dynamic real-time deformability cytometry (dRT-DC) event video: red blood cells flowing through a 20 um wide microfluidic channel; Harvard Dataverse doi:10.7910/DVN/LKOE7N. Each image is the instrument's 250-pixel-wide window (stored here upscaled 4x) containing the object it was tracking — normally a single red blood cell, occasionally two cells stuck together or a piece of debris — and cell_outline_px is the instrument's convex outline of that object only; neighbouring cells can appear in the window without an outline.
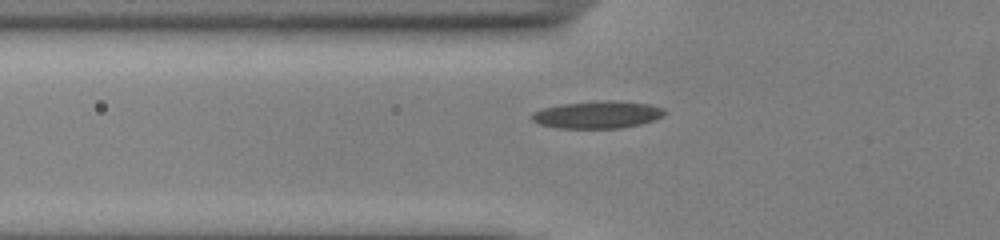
{"species": "common noctule bat (a hibernating species)", "species_latin": "Nyctalus noctula", "temperature_condition": "cold", "stored_images_in_passage": 38, "camera_frame_rate_fps": 3000, "um_per_image_px": 0.085, "animal": {"sex": "male", "body_mass_g": 13.0, "forearm_length_mm": 53.1}, "frame": {"image": 1, "passage_image": 5, "time_ms": 1.333, "image_size_px": [1000, 240], "cell_outline_px": [[664, 112], [660, 116], [652, 120], [640, 124], [620, 128], [556, 128], [540, 124], [532, 120], [532, 112], [540, 108], [564, 104], [600, 100], [616, 100], [652, 104], [664, 108]], "centroid_in_image_um": [50.76, 9.74], "position_along_channel_um": 75.0, "area_um2": 21.15}}
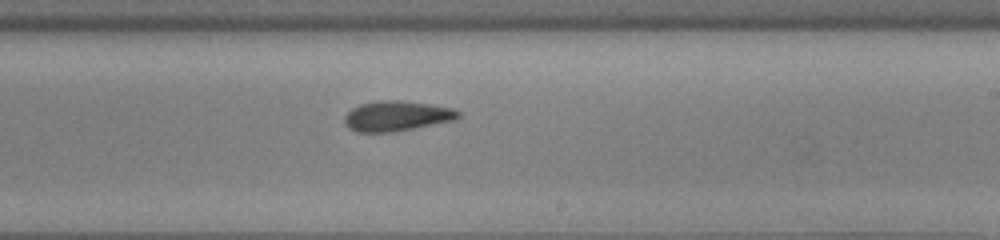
{"frame": {"image": 2, "passage_image": 19, "time_ms": 6.0, "image_size_px": [1000, 240], "cell_outline_px": [[460, 116], [452, 120], [392, 132], [356, 132], [348, 128], [344, 124], [344, 116], [352, 108], [360, 104], [380, 100], [400, 100], [428, 104], [452, 108], [460, 112]], "centroid_in_image_um": [33.65, 9.85], "position_along_channel_um": 255.4, "area_um2": 19.77}}
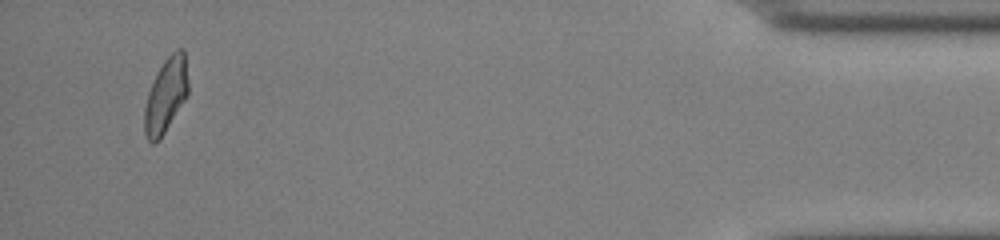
{"frame": {"image": 3, "passage_image": 37, "time_ms": 12.0, "image_size_px": [1000, 240], "cell_outline_px": [[188, 96], [160, 140], [152, 144], [148, 140], [144, 132], [144, 108], [148, 92], [156, 72], [164, 60], [176, 48], [184, 48], [188, 80]], "centroid_in_image_um": [14.1, 8.1], "position_along_channel_um": 421.1, "area_um2": 19.36}}